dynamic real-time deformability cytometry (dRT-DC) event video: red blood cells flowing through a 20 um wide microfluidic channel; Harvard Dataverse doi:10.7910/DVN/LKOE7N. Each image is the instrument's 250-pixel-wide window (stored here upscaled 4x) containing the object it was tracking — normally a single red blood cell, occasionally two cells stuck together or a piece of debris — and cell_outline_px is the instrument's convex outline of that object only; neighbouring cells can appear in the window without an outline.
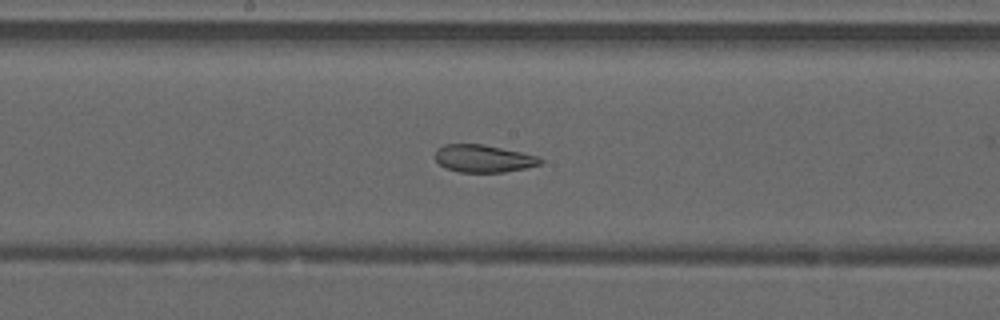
{"species": "common noctule bat (a hibernating species)", "species_latin": "Nyctalus noctula", "temperature_condition": "warm", "stored_images_in_passage": 49, "camera_frame_rate_fps": 3000, "um_per_image_px": 0.085, "animal": {"sex": "male", "forearm_length_mm": 52.5}, "frame": {"image": 1, "passage_image": 26, "time_ms": 8.333, "image_size_px": [1000, 320], "cell_outline_px": [[544, 160], [540, 164], [524, 168], [504, 172], [460, 172], [444, 168], [436, 160], [436, 148], [444, 144], [484, 144], [540, 156]], "centroid_in_image_um": [41.09, 13.47], "position_along_channel_um": 207.1, "area_um2": 16.94}}
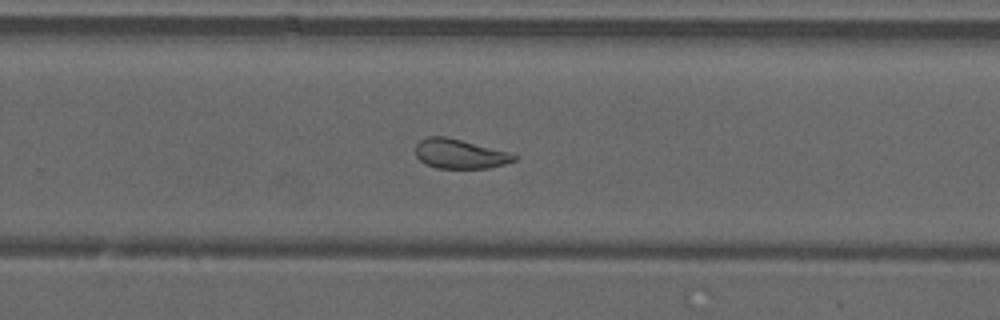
{"frame": {"image": 2, "passage_image": 32, "time_ms": 10.333, "image_size_px": [1000, 320], "cell_outline_px": [[516, 160], [504, 164], [488, 168], [436, 168], [420, 160], [416, 156], [416, 144], [420, 140], [428, 136], [444, 136], [508, 152], [516, 156]], "centroid_in_image_um": [39.05, 13.08], "position_along_channel_um": 290.7, "area_um2": 16.59}}
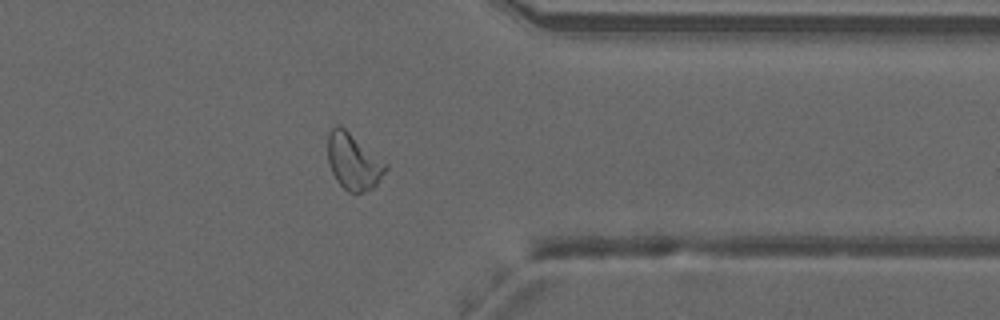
{"frame": {"image": 3, "passage_image": 39, "time_ms": 12.667, "image_size_px": [1000, 320], "cell_outline_px": [[388, 168], [376, 184], [372, 188], [364, 192], [348, 192], [336, 180], [328, 164], [328, 136], [332, 128], [336, 124], [340, 124], [388, 164]], "centroid_in_image_um": [30.03, 13.72], "position_along_channel_um": 381.4, "area_um2": 18.9}, "authors_computed_cell_mechanics": {"area_um2": 21.386, "velocity_mm_per_s": 4.2074, "shape_relaxation_time_tau1_ms": null, "shape_relaxation_time_tau2_ms": 1.1632, "deformation_change_tau1": null, "deformation_change_tau2": 0.0793}}